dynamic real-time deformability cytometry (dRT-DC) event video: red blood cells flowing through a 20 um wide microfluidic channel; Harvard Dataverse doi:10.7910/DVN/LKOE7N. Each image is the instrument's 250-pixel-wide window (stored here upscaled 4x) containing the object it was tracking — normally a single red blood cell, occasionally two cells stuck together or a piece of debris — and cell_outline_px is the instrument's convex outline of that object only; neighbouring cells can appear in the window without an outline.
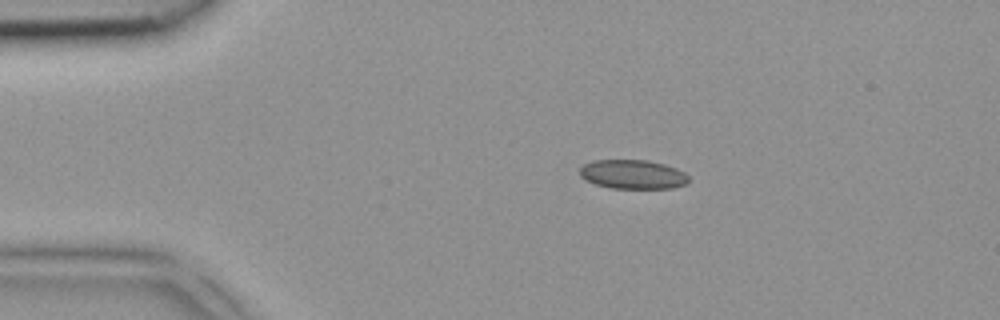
{"species": "common noctule bat (a hibernating species)", "species_latin": "Nyctalus noctula", "temperature_condition": "room temperature", "stored_images_in_passage": 2, "camera_frame_rate_fps": 3000, "um_per_image_px": 0.085, "animal": {"sex": "female", "body_mass_g": 18.4}, "frame": {"image": 1, "passage_image": 1, "time_ms": 0.0, "image_size_px": [1000, 320], "cell_outline_px": [[688, 184], [672, 188], [612, 188], [596, 184], [584, 180], [580, 176], [580, 168], [584, 164], [592, 160], [648, 160], [664, 164], [676, 168], [684, 172], [688, 176]], "centroid_in_image_um": [53.78, 14.82], "position_along_channel_um": 31.2, "area_um2": 18.55}}